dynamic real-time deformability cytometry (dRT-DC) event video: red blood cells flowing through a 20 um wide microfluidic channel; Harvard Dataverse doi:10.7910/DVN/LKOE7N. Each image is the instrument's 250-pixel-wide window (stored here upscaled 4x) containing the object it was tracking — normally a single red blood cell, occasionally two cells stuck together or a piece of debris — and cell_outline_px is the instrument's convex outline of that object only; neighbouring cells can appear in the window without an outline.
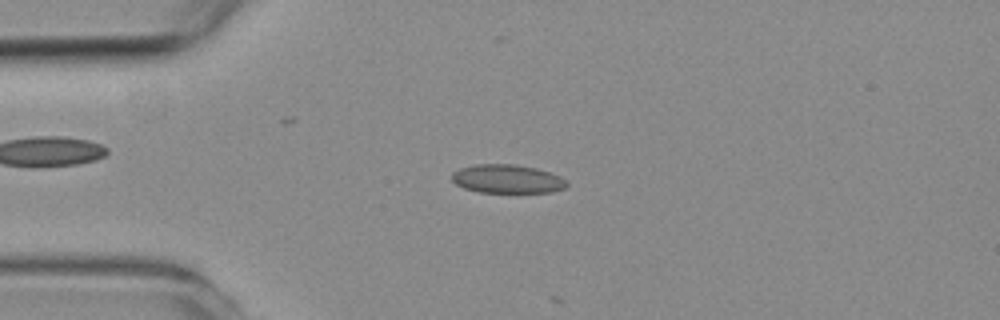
{"species": "common noctule bat (a hibernating species)", "species_latin": "Nyctalus noctula", "temperature_condition": "room temperature", "stored_images_in_passage": 2, "camera_frame_rate_fps": 3000, "um_per_image_px": 0.085, "animal": {"sex": "female", "body_mass_g": 19.3, "forearm_length_mm": 54.1}, "frame": {"image": 1, "passage_image": 2, "time_ms": 1.333, "image_size_px": [1000, 320], "cell_outline_px": [[568, 184], [564, 188], [552, 192], [480, 192], [464, 188], [456, 184], [452, 180], [452, 172], [460, 168], [476, 164], [516, 164], [536, 168], [560, 176], [568, 180]], "centroid_in_image_um": [43.12, 15.2], "position_along_channel_um": 41.9, "area_um2": 19.19}}